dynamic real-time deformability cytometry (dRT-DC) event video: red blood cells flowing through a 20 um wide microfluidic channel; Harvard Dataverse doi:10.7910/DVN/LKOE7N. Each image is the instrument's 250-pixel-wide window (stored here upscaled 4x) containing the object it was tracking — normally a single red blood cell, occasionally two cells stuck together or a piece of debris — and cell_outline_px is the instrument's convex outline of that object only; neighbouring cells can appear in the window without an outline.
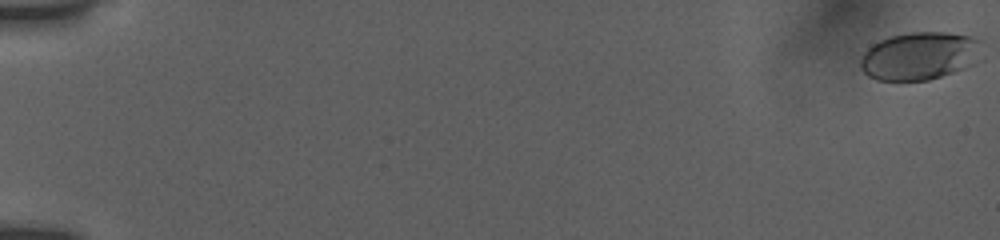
{"species": "human", "species_latin": "Homo sapiens", "temperature_condition": "room temperature", "stored_images_in_passage": 27, "camera_frame_rate_fps": 3000, "um_per_image_px": 0.085, "donor": {"sex": "female"}, "frame": {"image": 1, "passage_image": 1, "time_ms": 0.0, "image_size_px": [1000, 240], "cell_outline_px": [[984, 40], [972, 64], [964, 68], [928, 80], [876, 80], [868, 76], [860, 68], [860, 60], [864, 52], [872, 44], [888, 36], [908, 32], [944, 32], [968, 36]], "centroid_in_image_um": [78.12, 4.74], "position_along_channel_um": 6.9, "area_um2": 33.76}}
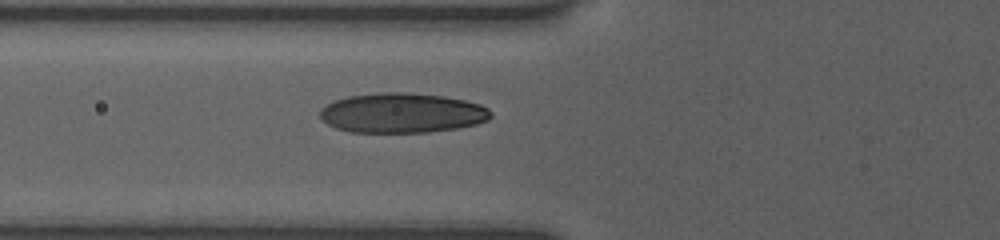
{"frame": {"image": 2, "passage_image": 16, "time_ms": 7.333, "image_size_px": [1000, 240], "cell_outline_px": [[492, 116], [488, 120], [476, 124], [456, 128], [428, 132], [348, 132], [336, 128], [320, 120], [320, 108], [336, 100], [348, 96], [384, 92], [404, 92], [444, 96], [464, 100], [480, 104], [488, 108], [492, 112]], "centroid_in_image_um": [34.17, 9.6], "position_along_channel_um": 91.6, "area_um2": 39.71}}
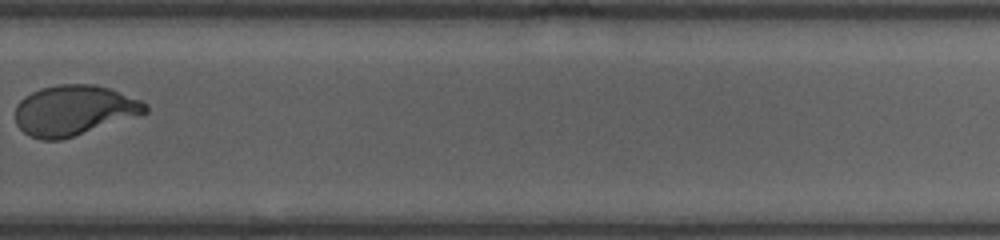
{"frame": {"image": 3, "passage_image": 27, "time_ms": 13.333, "image_size_px": [1000, 240], "cell_outline_px": [[148, 112], [60, 140], [40, 140], [28, 136], [16, 124], [16, 104], [24, 96], [40, 88], [60, 84], [92, 84], [108, 88], [140, 100], [148, 104]], "centroid_in_image_um": [6.24, 9.37], "position_along_channel_um": 323.6, "area_um2": 37.74}}